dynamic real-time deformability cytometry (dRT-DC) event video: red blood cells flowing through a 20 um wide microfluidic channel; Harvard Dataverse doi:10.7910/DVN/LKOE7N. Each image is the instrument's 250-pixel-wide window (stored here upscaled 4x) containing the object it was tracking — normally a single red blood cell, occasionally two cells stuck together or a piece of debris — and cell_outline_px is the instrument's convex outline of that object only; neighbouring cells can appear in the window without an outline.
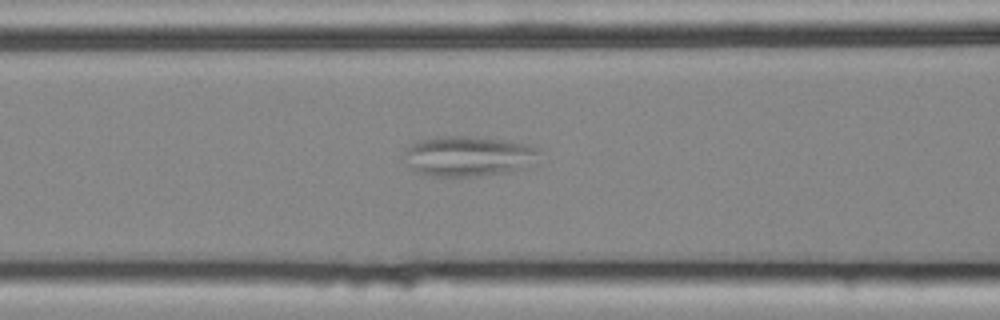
{"species": "common noctule bat (a hibernating species)", "species_latin": "Nyctalus noctula", "temperature_condition": "cold", "stored_images_in_passage": 51, "camera_frame_rate_fps": 3000, "um_per_image_px": 0.085, "animal": {"sex": "female", "body_mass_g": 25.1}, "frame": {"image": 1, "passage_image": 25, "time_ms": 8.0, "image_size_px": [1000, 320], "cell_outline_px": [[540, 164], [504, 172], [472, 176], [436, 176], [416, 172], [408, 164], [404, 152], [412, 144], [420, 140], [436, 136], [468, 136], [508, 140], [528, 144], [540, 152]], "centroid_in_image_um": [39.89, 13.26], "position_along_channel_um": 126.7, "area_um2": 31.73}}
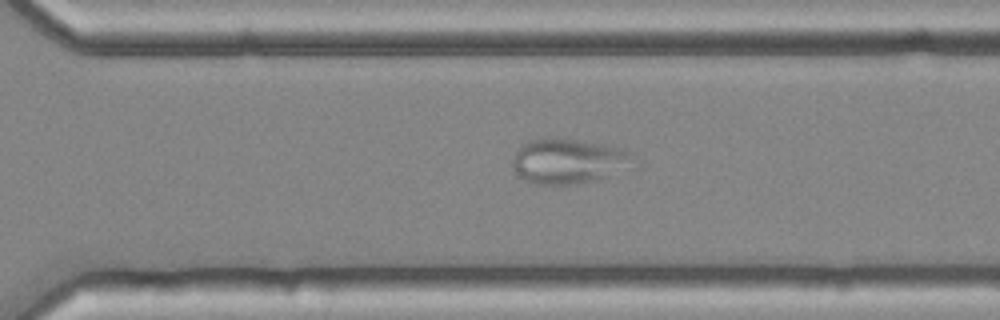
{"frame": {"image": 2, "passage_image": 41, "time_ms": 13.333, "image_size_px": [1000, 320], "cell_outline_px": [[636, 168], [596, 180], [568, 184], [532, 184], [516, 176], [512, 168], [512, 156], [528, 140], [548, 136], [576, 140], [624, 148], [636, 152]], "centroid_in_image_um": [48.39, 13.69], "position_along_channel_um": 322.2, "area_um2": 32.83}}
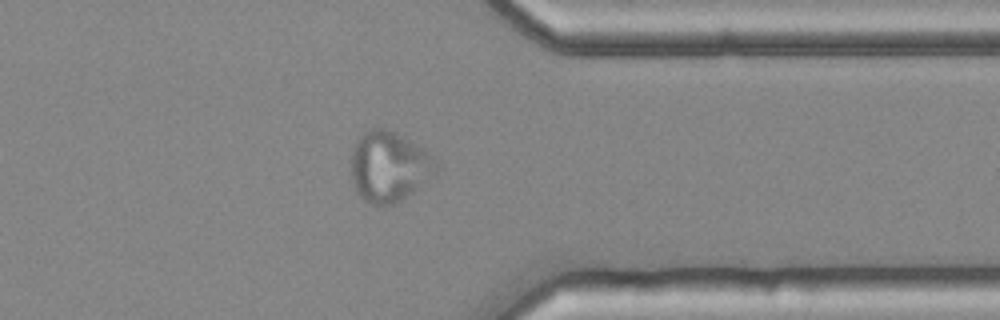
{"frame": {"image": 3, "passage_image": 46, "time_ms": 15.0, "image_size_px": [1000, 320], "cell_outline_px": [[436, 172], [412, 192], [400, 200], [392, 204], [372, 204], [364, 200], [360, 196], [352, 180], [352, 148], [356, 140], [368, 128], [384, 128], [424, 148], [436, 160]], "centroid_in_image_um": [33.04, 14.14], "position_along_channel_um": 378.4, "area_um2": 34.16}}